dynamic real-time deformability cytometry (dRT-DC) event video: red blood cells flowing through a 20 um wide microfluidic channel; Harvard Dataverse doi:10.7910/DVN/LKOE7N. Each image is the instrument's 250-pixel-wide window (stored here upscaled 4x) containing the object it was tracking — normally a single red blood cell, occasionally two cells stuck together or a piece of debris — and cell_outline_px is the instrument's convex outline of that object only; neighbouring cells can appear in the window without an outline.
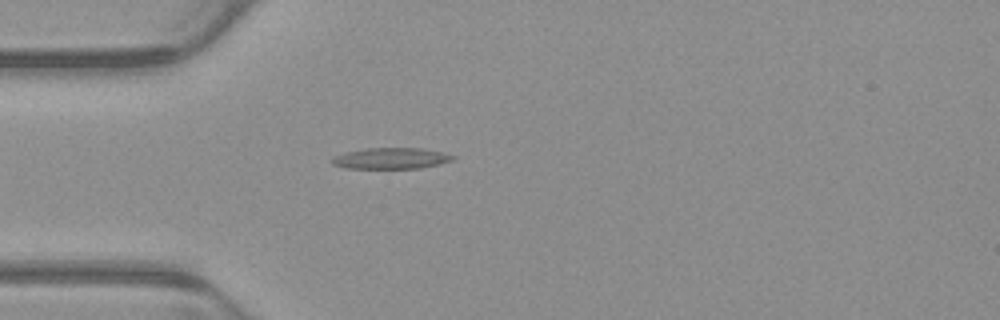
{"species": "common noctule bat (a hibernating species)", "species_latin": "Nyctalus noctula", "temperature_condition": "warm", "stored_images_in_passage": 5, "camera_frame_rate_fps": 3000, "um_per_image_px": 0.085, "animal": {"sex": "male", "body_mass_g": 23.1, "forearm_length_mm": 52.7}, "frame": {"image": 1, "passage_image": 5, "time_ms": 1.333, "image_size_px": [1000, 320], "cell_outline_px": [[456, 156], [452, 160], [440, 164], [420, 168], [344, 168], [332, 164], [332, 160], [336, 156], [344, 152], [368, 148], [420, 148], [440, 152]], "centroid_in_image_um": [33.23, 13.46], "position_along_channel_um": 51.8, "area_um2": 14.68}}